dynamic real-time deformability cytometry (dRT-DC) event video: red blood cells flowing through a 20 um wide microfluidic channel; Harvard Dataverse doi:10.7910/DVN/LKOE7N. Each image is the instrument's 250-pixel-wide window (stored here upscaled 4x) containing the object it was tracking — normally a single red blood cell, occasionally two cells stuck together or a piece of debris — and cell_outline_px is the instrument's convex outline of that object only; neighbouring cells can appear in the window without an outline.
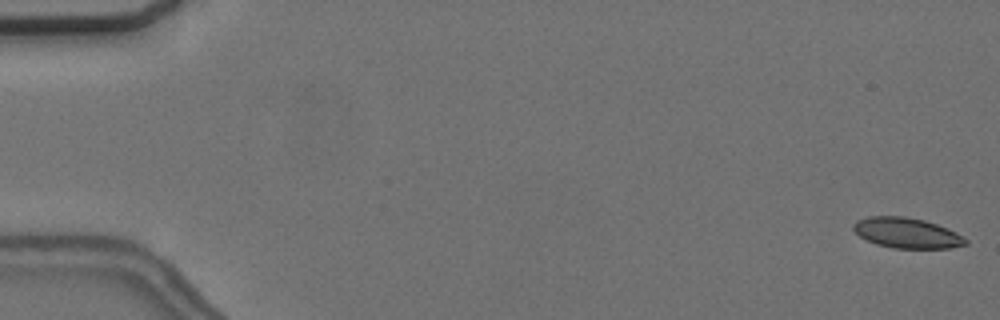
{"species": "common noctule bat (a hibernating species)", "species_latin": "Nyctalus noctula", "temperature_condition": "cold", "stored_images_in_passage": 6, "camera_frame_rate_fps": 3000, "um_per_image_px": 0.085, "animal": {"sex": "female", "body_mass_g": 24.6, "forearm_length_mm": 56.2}, "frame": {"image": 1, "passage_image": 1, "time_ms": 0.0, "image_size_px": [1000, 320], "cell_outline_px": [[968, 244], [952, 248], [892, 248], [876, 244], [860, 236], [852, 228], [852, 224], [856, 220], [868, 216], [904, 216], [924, 220], [936, 224], [956, 232], [964, 236], [968, 240]], "centroid_in_image_um": [77.09, 19.8], "position_along_channel_um": 7.9, "area_um2": 19.94}}